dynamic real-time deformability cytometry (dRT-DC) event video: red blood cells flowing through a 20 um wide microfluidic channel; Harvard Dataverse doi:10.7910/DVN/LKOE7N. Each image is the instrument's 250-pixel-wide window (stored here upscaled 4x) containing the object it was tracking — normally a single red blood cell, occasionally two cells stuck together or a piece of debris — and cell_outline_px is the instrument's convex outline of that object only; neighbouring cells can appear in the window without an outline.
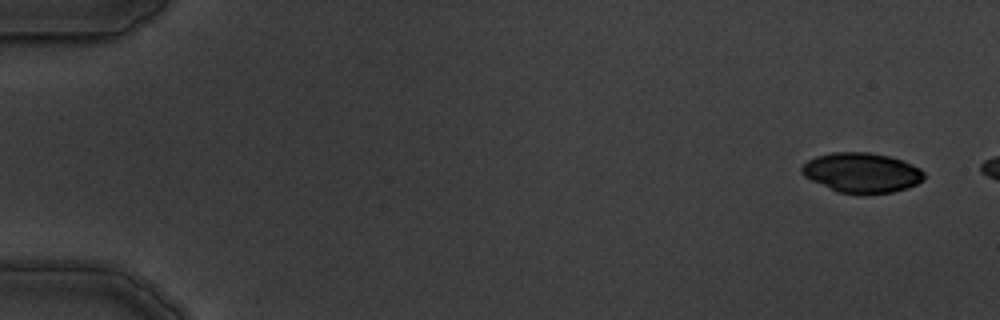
{"species": "common noctule bat (a hibernating species)", "species_latin": "Nyctalus noctula", "temperature_condition": "warm", "stored_images_in_passage": 6, "camera_frame_rate_fps": 3000, "um_per_image_px": 0.085, "animal": {"sex": "male", "body_mass_g": 19.5, "forearm_length_mm": 54.6}, "frame": {"image": 1, "passage_image": 6, "time_ms": 5.667, "image_size_px": [1000, 320], "cell_outline_px": [[924, 180], [908, 188], [892, 192], [864, 196], [860, 196], [836, 192], [804, 176], [800, 172], [800, 168], [808, 160], [816, 156], [832, 152], [868, 152], [888, 156], [904, 160], [920, 168], [924, 172]], "centroid_in_image_um": [73.26, 14.7], "position_along_channel_um": 11.7, "area_um2": 29.02}}